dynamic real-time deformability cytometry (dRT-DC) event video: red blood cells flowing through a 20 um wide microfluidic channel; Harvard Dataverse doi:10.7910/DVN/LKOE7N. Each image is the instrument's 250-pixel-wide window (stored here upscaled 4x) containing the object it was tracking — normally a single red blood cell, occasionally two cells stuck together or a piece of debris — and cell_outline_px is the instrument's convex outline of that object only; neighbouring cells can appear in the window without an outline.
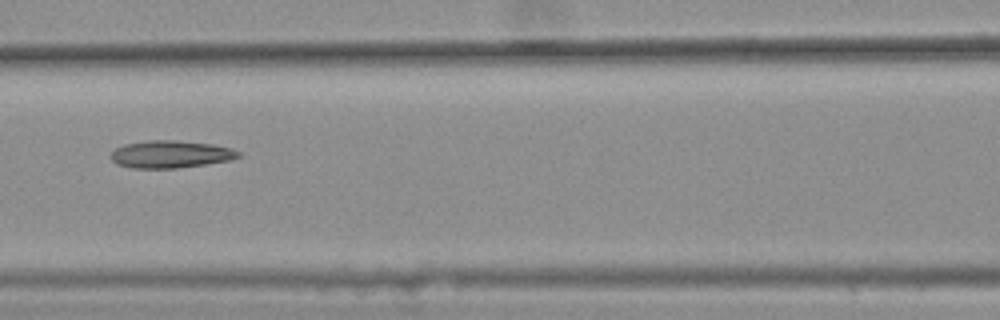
{"species": "common noctule bat (a hibernating species)", "species_latin": "Nyctalus noctula", "temperature_condition": "warm", "stored_images_in_passage": 8, "camera_frame_rate_fps": 3000, "um_per_image_px": 0.085, "animal": {"sex": "female", "body_mass_g": 25.1}, "frame": {"image": 1, "passage_image": 7, "time_ms": 2.0, "image_size_px": [1000, 320], "cell_outline_px": [[240, 156], [232, 160], [176, 168], [132, 168], [116, 164], [108, 156], [116, 148], [124, 144], [148, 140], [176, 140], [212, 144], [232, 148], [240, 152]], "centroid_in_image_um": [14.48, 13.11], "position_along_channel_um": 152.1, "area_um2": 20.46}}
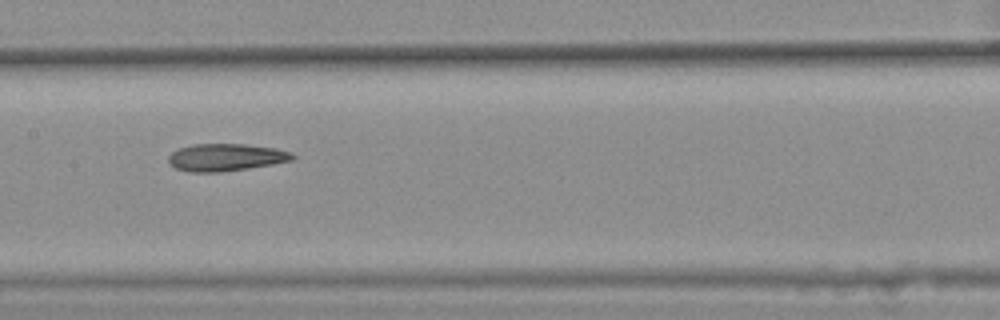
{"frame": {"image": 2, "passage_image": 8, "time_ms": 2.333, "image_size_px": [1000, 320], "cell_outline_px": [[296, 156], [292, 160], [272, 164], [248, 168], [220, 172], [188, 172], [176, 168], [168, 164], [168, 156], [172, 152], [180, 148], [192, 144], [244, 144], [276, 148], [292, 152]], "centroid_in_image_um": [19.18, 13.37], "position_along_channel_um": 188.2, "area_um2": 19.83}}